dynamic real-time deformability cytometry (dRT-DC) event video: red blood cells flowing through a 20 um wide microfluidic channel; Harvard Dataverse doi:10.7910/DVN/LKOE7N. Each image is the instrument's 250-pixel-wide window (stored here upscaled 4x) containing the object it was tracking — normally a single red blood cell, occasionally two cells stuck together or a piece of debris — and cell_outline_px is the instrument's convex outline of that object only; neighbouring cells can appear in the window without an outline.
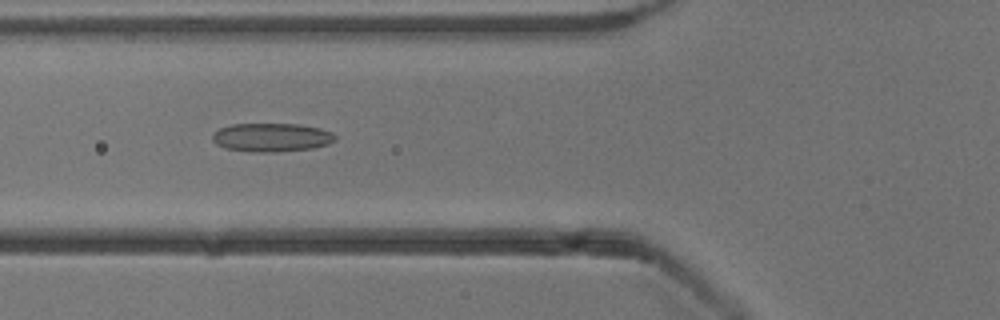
{"species": "common noctule bat (a hibernating species)", "species_latin": "Nyctalus noctula", "temperature_condition": "cold", "stored_images_in_passage": 43, "camera_frame_rate_fps": 3000, "um_per_image_px": 0.085, "animal": {"sex": "male", "body_mass_g": 13.3}, "frame": {"image": 1, "passage_image": 10, "time_ms": 3.0, "image_size_px": [1000, 320], "cell_outline_px": [[336, 140], [328, 144], [312, 148], [276, 152], [252, 152], [224, 148], [216, 144], [212, 140], [212, 136], [220, 128], [232, 124], [296, 124], [320, 128], [332, 132], [336, 136]], "centroid_in_image_um": [23.09, 11.68], "position_along_channel_um": 102.7, "area_um2": 20.46}}
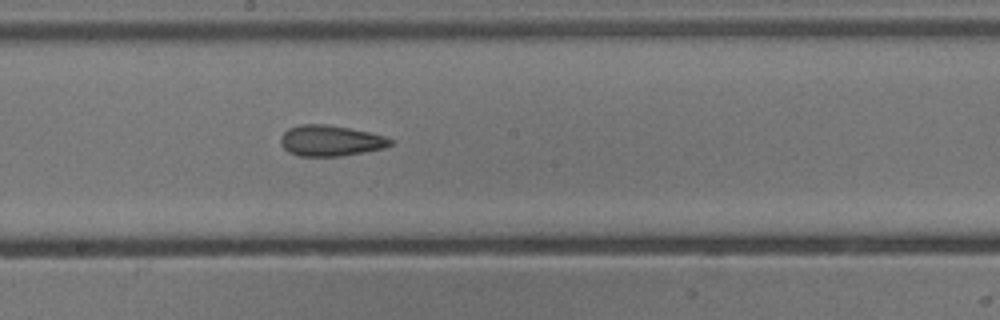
{"frame": {"image": 2, "passage_image": 19, "time_ms": 6.0, "image_size_px": [1000, 320], "cell_outline_px": [[392, 144], [384, 148], [364, 152], [340, 156], [300, 156], [288, 152], [284, 148], [280, 140], [280, 136], [288, 128], [300, 124], [324, 124], [372, 132], [384, 136], [392, 140]], "centroid_in_image_um": [28.08, 11.95], "position_along_channel_um": 220.1, "area_um2": 19.71}}
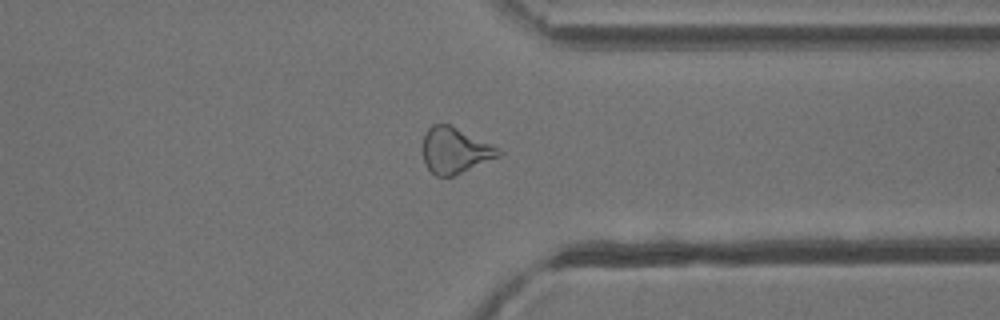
{"frame": {"image": 3, "passage_image": 31, "time_ms": 10.0, "image_size_px": [1000, 320], "cell_outline_px": [[504, 152], [500, 156], [452, 176], [436, 176], [424, 164], [424, 136], [428, 128], [432, 124], [448, 124], [500, 148]], "centroid_in_image_um": [38.68, 12.79], "position_along_channel_um": 372.7, "area_um2": 19.88}, "authors_computed_cell_mechanics": {"area_um2": 20.1144, "velocity_mm_per_s": 3.8898, "shape_relaxation_time_tau1_ms": null, "shape_relaxation_time_tau2_ms": 2.3663, "deformation_change_tau1": null, "deformation_change_tau2": 0.1046}}